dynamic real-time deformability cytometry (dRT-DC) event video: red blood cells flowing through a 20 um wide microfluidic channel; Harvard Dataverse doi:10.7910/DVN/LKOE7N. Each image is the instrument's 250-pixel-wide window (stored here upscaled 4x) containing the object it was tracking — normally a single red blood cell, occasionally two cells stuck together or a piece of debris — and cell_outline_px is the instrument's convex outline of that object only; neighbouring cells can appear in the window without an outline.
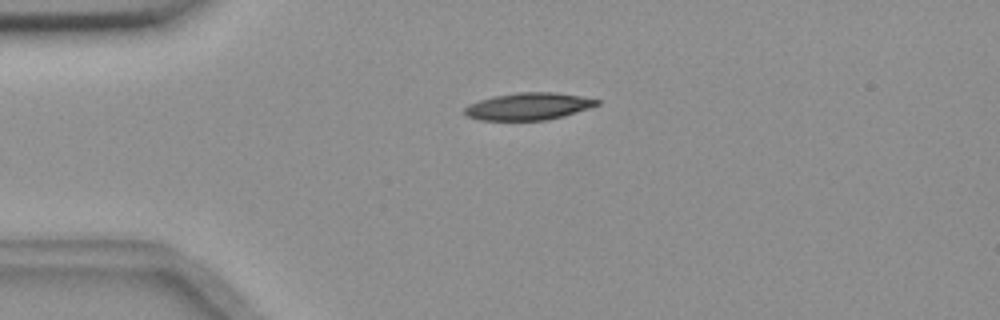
{"species": "common noctule bat (a hibernating species)", "species_latin": "Nyctalus noctula", "temperature_condition": "room temperature", "stored_images_in_passage": 4, "camera_frame_rate_fps": 3000, "um_per_image_px": 0.085, "animal": {"sex": "female", "body_mass_g": 18.4}, "frame": {"image": 1, "passage_image": 2, "time_ms": 0.333, "image_size_px": [1000, 320], "cell_outline_px": [[600, 104], [576, 112], [548, 120], [480, 120], [468, 116], [464, 112], [464, 108], [468, 104], [492, 96], [516, 92], [556, 92], [580, 96], [600, 100]], "centroid_in_image_um": [44.9, 9.03], "position_along_channel_um": 40.1, "area_um2": 20.92}}
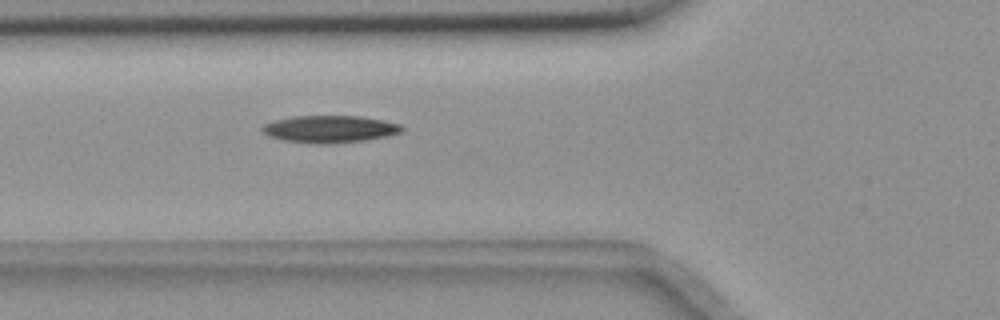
{"frame": {"image": 2, "passage_image": 4, "time_ms": 1.0, "image_size_px": [1000, 320], "cell_outline_px": [[404, 132], [388, 136], [364, 140], [332, 144], [316, 144], [284, 140], [268, 136], [260, 132], [260, 128], [264, 124], [276, 120], [292, 116], [360, 116], [400, 124], [404, 128]], "centroid_in_image_um": [28.01, 10.98], "position_along_channel_um": 97.8, "area_um2": 22.25}}